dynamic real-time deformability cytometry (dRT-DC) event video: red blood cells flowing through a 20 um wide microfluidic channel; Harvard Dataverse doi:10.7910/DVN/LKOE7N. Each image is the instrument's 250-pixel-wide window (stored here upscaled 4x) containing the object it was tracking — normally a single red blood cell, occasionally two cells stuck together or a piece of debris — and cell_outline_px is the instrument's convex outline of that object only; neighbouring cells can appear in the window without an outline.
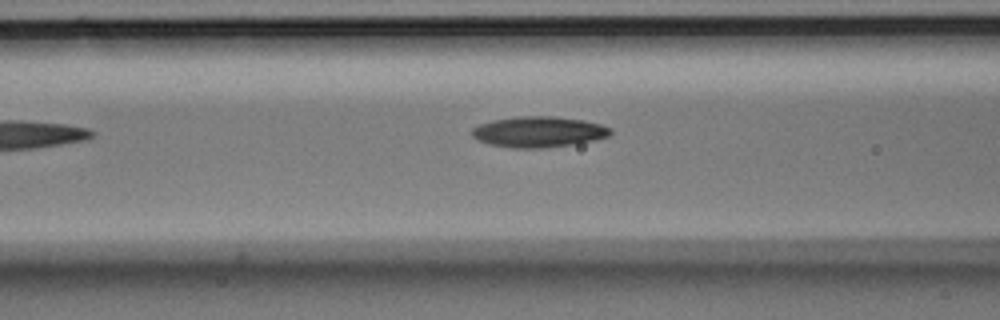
{"species": "Egyptian fruit bat (a non-hibernating species)", "species_latin": "Rousettus aegyptiacus", "temperature_condition": "room temperature", "stored_images_in_passage": 6, "camera_frame_rate_fps": 3000, "um_per_image_px": 0.085, "animal": {"sex": "male"}, "frame": {"image": 1, "passage_image": 6, "time_ms": 1.667, "image_size_px": [1000, 320], "cell_outline_px": [[612, 132], [608, 136], [596, 140], [572, 144], [544, 148], [512, 148], [488, 144], [472, 136], [472, 128], [480, 124], [492, 120], [516, 116], [556, 116], [580, 120], [600, 124], [612, 128]], "centroid_in_image_um": [45.78, 11.2], "position_along_channel_um": 120.8, "area_um2": 24.85}}